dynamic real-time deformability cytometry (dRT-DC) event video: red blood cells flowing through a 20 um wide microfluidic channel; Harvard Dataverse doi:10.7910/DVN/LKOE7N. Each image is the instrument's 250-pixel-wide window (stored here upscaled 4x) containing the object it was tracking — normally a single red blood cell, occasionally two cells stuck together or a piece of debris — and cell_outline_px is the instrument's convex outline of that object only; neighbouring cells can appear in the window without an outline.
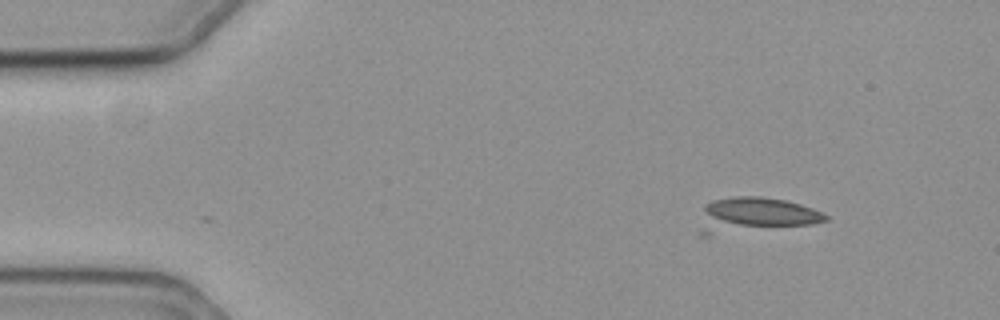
{"species": "common noctule bat (a hibernating species)", "species_latin": "Nyctalus noctula", "temperature_condition": "cold", "stored_images_in_passage": 9, "camera_frame_rate_fps": 3000, "um_per_image_px": 0.085, "animal": {"sex": "female", "body_mass_g": 19.3, "forearm_length_mm": 54.1}, "frame": {"image": 1, "passage_image": 1, "time_ms": 0.0, "image_size_px": [1000, 320], "cell_outline_px": [[828, 220], [812, 224], [740, 224], [712, 220], [704, 208], [704, 204], [712, 200], [732, 196], [760, 196], [784, 200], [800, 204], [812, 208], [828, 216]], "centroid_in_image_um": [64.74, 17.96], "position_along_channel_um": 20.3, "area_um2": 19.48}}